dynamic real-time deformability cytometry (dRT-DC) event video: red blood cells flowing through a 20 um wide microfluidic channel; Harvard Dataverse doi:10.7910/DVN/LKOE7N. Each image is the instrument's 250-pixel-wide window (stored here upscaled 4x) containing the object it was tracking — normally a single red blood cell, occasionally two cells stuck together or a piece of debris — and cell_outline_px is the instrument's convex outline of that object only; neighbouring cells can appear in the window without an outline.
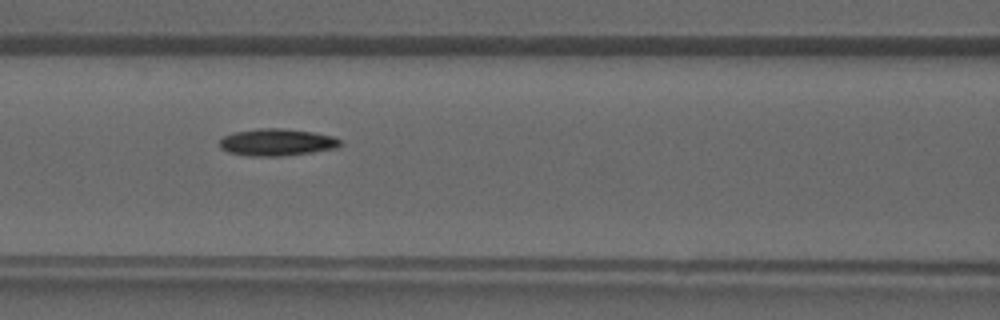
{"species": "common noctule bat (a hibernating species)", "species_latin": "Nyctalus noctula", "temperature_condition": "warm", "stored_images_in_passage": 30, "camera_frame_rate_fps": 3000, "um_per_image_px": 0.085, "animal": {"sex": "male", "forearm_length_mm": 52.5}, "frame": {"image": 1, "passage_image": 11, "time_ms": 3.333, "image_size_px": [1000, 320], "cell_outline_px": [[344, 144], [336, 148], [312, 152], [280, 156], [248, 156], [228, 152], [220, 148], [220, 140], [224, 136], [232, 132], [260, 128], [284, 128], [312, 132], [332, 136], [340, 140]], "centroid_in_image_um": [23.52, 12.09], "position_along_channel_um": 143.1, "area_um2": 19.07}}
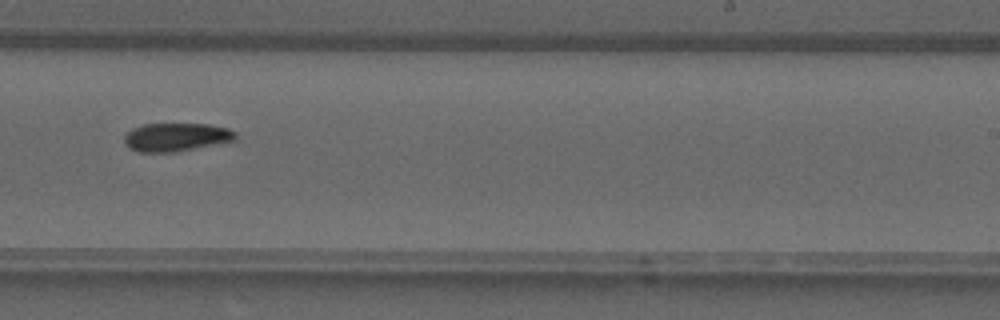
{"frame": {"image": 2, "passage_image": 19, "time_ms": 6.0, "image_size_px": [1000, 320], "cell_outline_px": [[236, 140], [172, 152], [136, 152], [128, 148], [124, 144], [124, 136], [132, 128], [144, 124], [208, 124], [228, 128], [236, 132]], "centroid_in_image_um": [14.93, 11.65], "position_along_channel_um": 274.1, "area_um2": 18.32}}
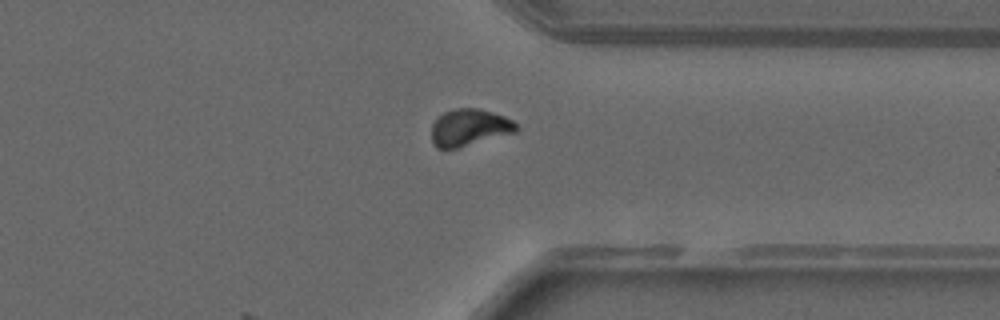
{"frame": {"image": 3, "passage_image": 25, "time_ms": 8.0, "image_size_px": [1000, 320], "cell_outline_px": [[520, 128], [516, 132], [456, 148], [436, 148], [432, 144], [432, 124], [444, 112], [456, 108], [480, 108], [504, 116], [512, 120]], "centroid_in_image_um": [39.9, 10.83], "position_along_channel_um": 371.5, "area_um2": 18.15}}